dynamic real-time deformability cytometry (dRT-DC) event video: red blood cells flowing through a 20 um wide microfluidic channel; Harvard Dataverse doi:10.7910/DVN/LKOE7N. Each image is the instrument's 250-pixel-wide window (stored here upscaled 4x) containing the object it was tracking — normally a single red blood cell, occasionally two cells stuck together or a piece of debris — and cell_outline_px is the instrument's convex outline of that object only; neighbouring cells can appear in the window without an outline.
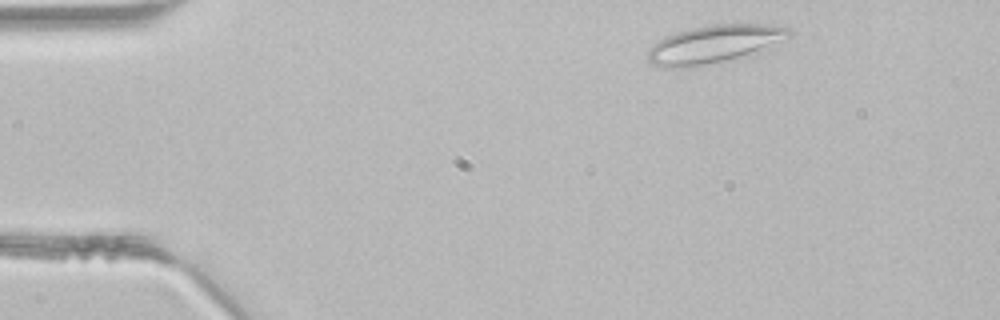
{"species": "common noctule bat (a hibernating species)", "species_latin": "Nyctalus noctula", "temperature_condition": "room temperature", "stored_images_in_passage": 10, "camera_frame_rate_fps": 3000, "um_per_image_px": 0.085, "animal": {"sex": "male", "body_mass_g": 21.5, "forearm_length_mm": 52.0}, "frame": {"image": 1, "passage_image": 2, "time_ms": 0.333, "image_size_px": [1000, 320], "cell_outline_px": [[796, 32], [792, 36], [748, 52], [724, 60], [704, 64], [664, 68], [652, 64], [648, 60], [648, 48], [652, 44], [664, 36], [676, 32], [692, 28], [712, 24], [764, 24], [788, 28]], "centroid_in_image_um": [60.61, 3.71], "position_along_channel_um": 24.4, "area_um2": 30.0}}